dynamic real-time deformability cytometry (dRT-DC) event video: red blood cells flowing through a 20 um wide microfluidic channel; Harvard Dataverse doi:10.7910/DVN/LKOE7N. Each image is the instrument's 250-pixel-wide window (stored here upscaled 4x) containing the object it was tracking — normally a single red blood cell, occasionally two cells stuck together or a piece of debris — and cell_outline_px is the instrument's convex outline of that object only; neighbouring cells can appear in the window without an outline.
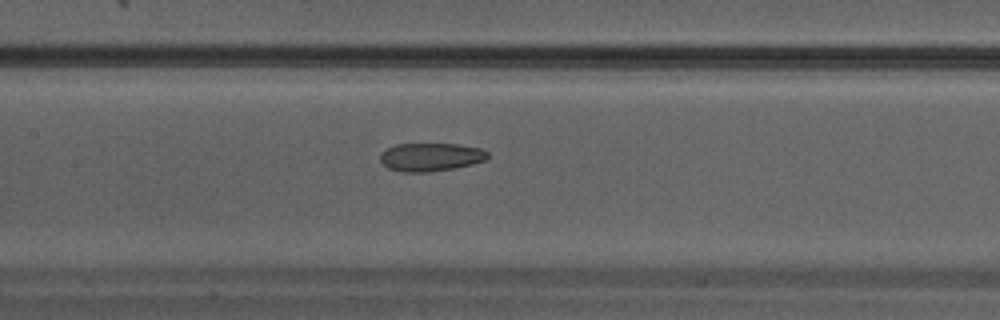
{"species": "Egyptian fruit bat (a non-hibernating species)", "species_latin": "Rousettus aegyptiacus", "temperature_condition": "warm", "stored_images_in_passage": 27, "camera_frame_rate_fps": 3000, "um_per_image_px": 0.085, "animal": {"sex": "male"}, "frame": {"image": 1, "passage_image": 9, "time_ms": 2.667, "image_size_px": [1000, 320], "cell_outline_px": [[488, 156], [484, 160], [472, 164], [452, 168], [428, 172], [404, 172], [388, 168], [380, 160], [380, 152], [396, 144], [456, 144], [480, 148], [488, 152]], "centroid_in_image_um": [36.58, 13.34], "position_along_channel_um": 170.8, "area_um2": 17.51}}
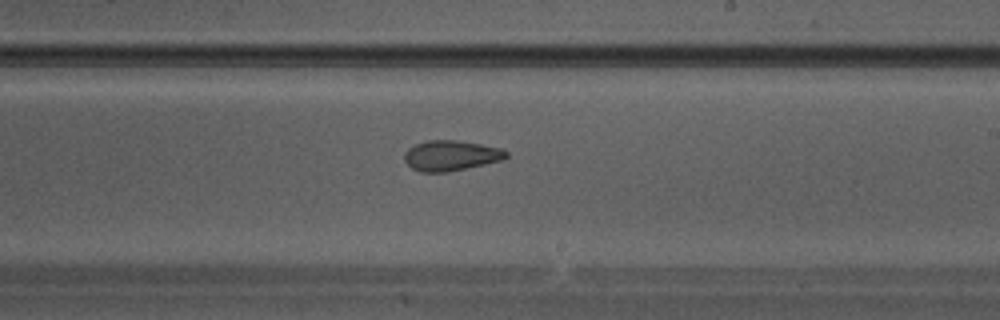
{"frame": {"image": 2, "passage_image": 13, "time_ms": 4.0, "image_size_px": [1000, 320], "cell_outline_px": [[508, 156], [500, 160], [484, 164], [448, 172], [420, 172], [412, 168], [404, 160], [404, 152], [408, 148], [416, 144], [428, 140], [456, 140], [480, 144], [500, 148], [508, 152]], "centroid_in_image_um": [38.29, 13.22], "position_along_channel_um": 250.7, "area_um2": 17.86}}
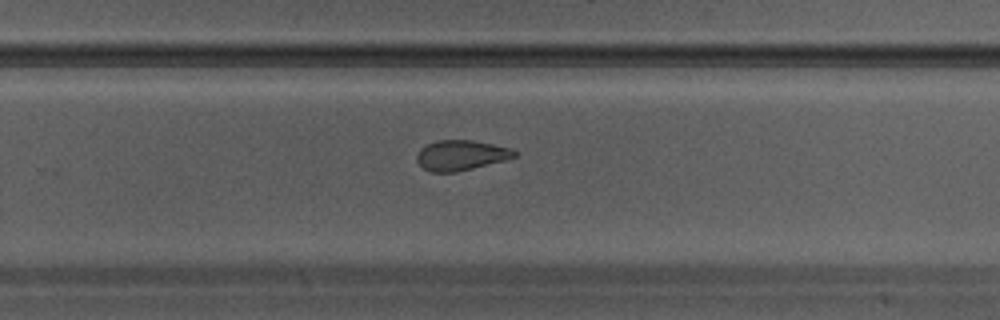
{"frame": {"image": 3, "passage_image": 15, "time_ms": 4.667, "image_size_px": [1000, 320], "cell_outline_px": [[516, 156], [504, 160], [456, 172], [432, 172], [424, 168], [416, 160], [416, 156], [420, 148], [436, 140], [472, 140], [512, 148], [516, 152]], "centroid_in_image_um": [39.16, 13.19], "position_along_channel_um": 290.6, "area_um2": 16.99}}